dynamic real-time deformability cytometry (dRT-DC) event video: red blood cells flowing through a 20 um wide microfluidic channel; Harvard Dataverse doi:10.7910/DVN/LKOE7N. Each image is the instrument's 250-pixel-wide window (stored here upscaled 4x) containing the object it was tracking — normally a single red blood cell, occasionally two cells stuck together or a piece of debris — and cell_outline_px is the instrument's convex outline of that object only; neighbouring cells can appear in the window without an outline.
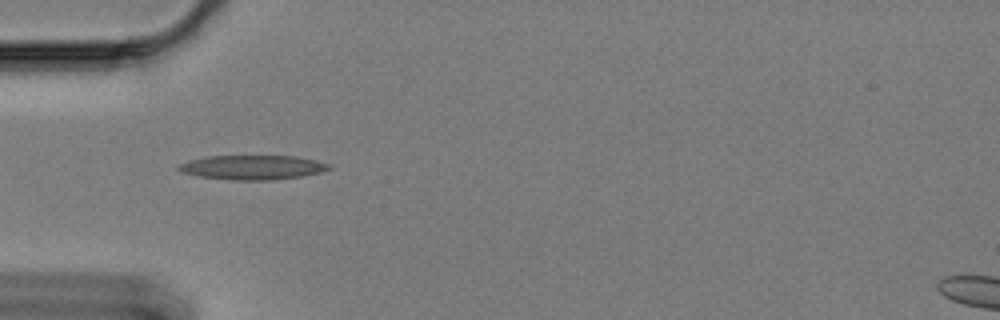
{"species": "Egyptian fruit bat (a non-hibernating species)", "species_latin": "Rousettus aegyptiacus", "temperature_condition": "cold", "stored_images_in_passage": 31, "camera_frame_rate_fps": 3000, "um_per_image_px": 0.085, "animal": {"sex": "female"}, "frame": {"image": 1, "passage_image": 1, "time_ms": 0.0, "image_size_px": [1000, 320], "cell_outline_px": [[332, 168], [320, 172], [304, 176], [272, 180], [232, 180], [200, 176], [184, 172], [176, 168], [180, 164], [188, 160], [208, 156], [296, 156], [316, 160], [328, 164]], "centroid_in_image_um": [21.49, 14.22], "position_along_channel_um": 63.5, "area_um2": 21.27}}
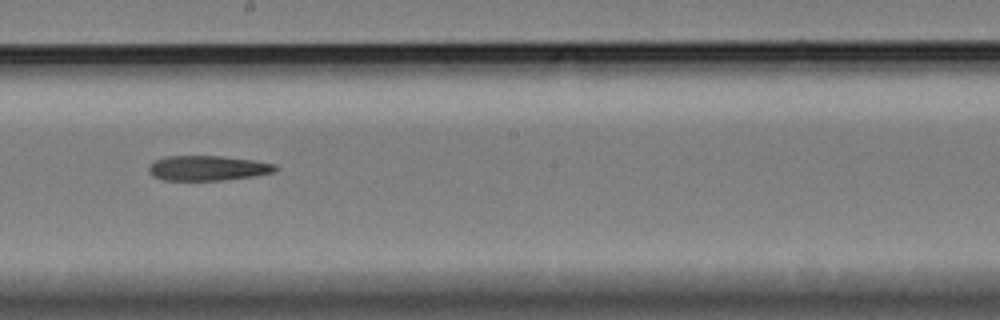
{"frame": {"image": 2, "passage_image": 16, "time_ms": 5.0, "image_size_px": [1000, 320], "cell_outline_px": [[280, 168], [272, 172], [256, 176], [220, 180], [164, 180], [152, 176], [148, 172], [148, 168], [156, 160], [164, 156], [220, 156], [252, 160], [276, 164]], "centroid_in_image_um": [17.66, 14.29], "position_along_channel_um": 230.5, "area_um2": 18.38}}
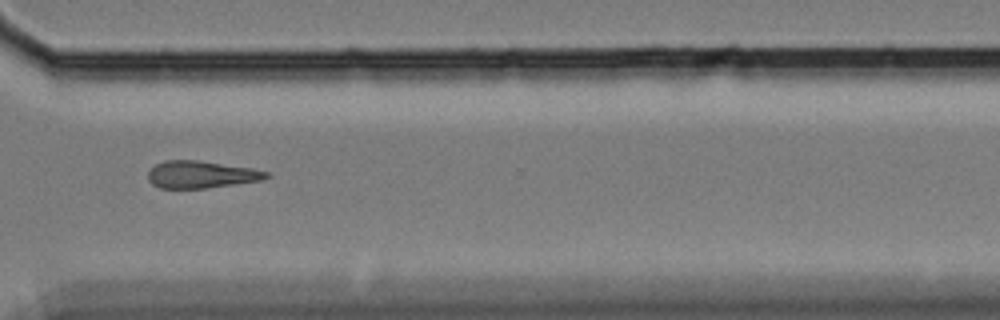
{"frame": {"image": 3, "passage_image": 27, "time_ms": 8.667, "image_size_px": [1000, 320], "cell_outline_px": [[272, 176], [260, 180], [204, 188], [160, 188], [152, 184], [148, 180], [148, 172], [156, 164], [164, 160], [196, 160], [252, 168], [268, 172]], "centroid_in_image_um": [17.07, 14.83], "position_along_channel_um": 353.5, "area_um2": 18.55}, "authors_computed_cell_mechanics": {"area_um2": 18.9006, "velocity_mm_per_s": 3.357, "shape_relaxation_time_tau1_ms": 11.2035, "shape_relaxation_time_tau2_ms": null, "deformation_change_tau1": 0.2403, "deformation_change_tau2": null}}